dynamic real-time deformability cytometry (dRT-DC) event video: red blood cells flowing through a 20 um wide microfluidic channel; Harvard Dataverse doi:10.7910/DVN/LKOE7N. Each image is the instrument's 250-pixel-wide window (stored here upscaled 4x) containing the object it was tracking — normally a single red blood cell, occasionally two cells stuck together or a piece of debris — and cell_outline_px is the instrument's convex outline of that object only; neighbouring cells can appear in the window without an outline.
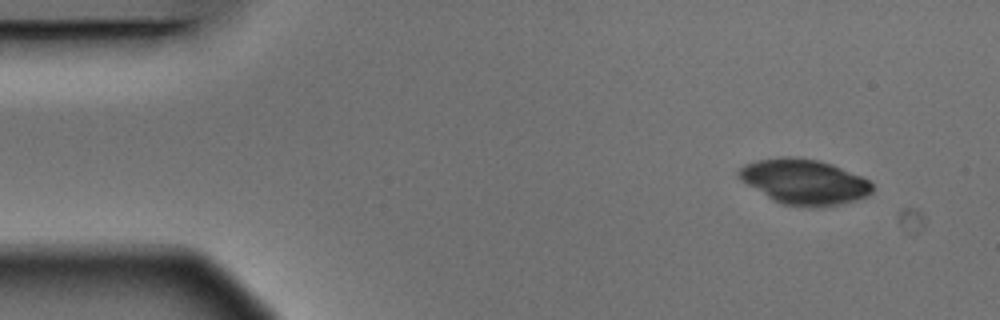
{"species": "Egyptian fruit bat (a non-hibernating species)", "species_latin": "Rousettus aegyptiacus", "temperature_condition": "warm", "stored_images_in_passage": 4, "camera_frame_rate_fps": 3000, "um_per_image_px": 0.085, "animal": {"sex": "male"}, "frame": {"image": 1, "passage_image": 1, "time_ms": 0.0, "image_size_px": [1000, 320], "cell_outline_px": [[872, 192], [856, 200], [840, 204], [816, 208], [808, 208], [780, 204], [772, 200], [740, 180], [736, 172], [744, 164], [756, 160], [780, 156], [788, 156], [816, 160], [832, 164], [860, 176], [868, 180], [872, 184]], "centroid_in_image_um": [68.3, 15.46], "position_along_channel_um": 16.7, "area_um2": 35.32}}